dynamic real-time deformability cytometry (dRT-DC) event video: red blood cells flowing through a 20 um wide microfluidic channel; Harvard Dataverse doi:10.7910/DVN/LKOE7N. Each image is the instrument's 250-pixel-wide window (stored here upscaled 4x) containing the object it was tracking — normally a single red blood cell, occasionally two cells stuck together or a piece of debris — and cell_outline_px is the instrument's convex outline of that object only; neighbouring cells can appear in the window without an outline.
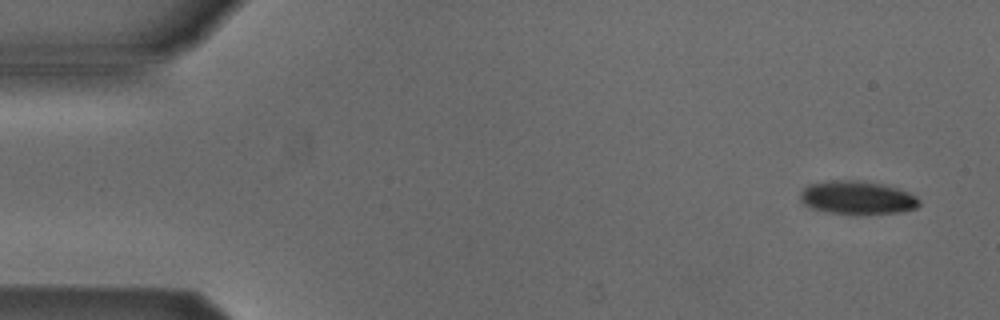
{"species": "Egyptian fruit bat (a non-hibernating species)", "species_latin": "Rousettus aegyptiacus", "temperature_condition": "cold", "stored_images_in_passage": 6, "camera_frame_rate_fps": 3000, "um_per_image_px": 0.085, "animal": {"sex": "male"}, "frame": {"image": 1, "passage_image": 1, "time_ms": 0.0, "image_size_px": [1000, 320], "cell_outline_px": [[920, 204], [916, 208], [896, 212], [828, 212], [812, 208], [804, 204], [800, 200], [800, 192], [804, 188], [812, 184], [828, 180], [864, 180], [884, 184], [908, 192], [916, 196], [920, 200]], "centroid_in_image_um": [72.86, 16.75], "position_along_channel_um": 12.1, "area_um2": 22.54}}
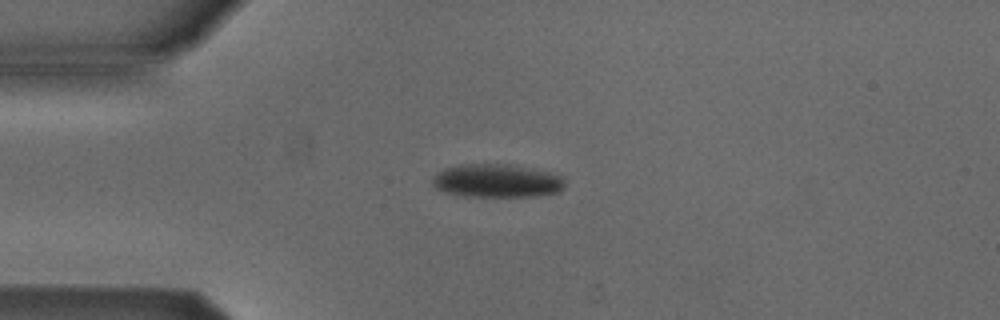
{"frame": {"image": 2, "passage_image": 4, "time_ms": 3.333, "image_size_px": [1000, 320], "cell_outline_px": [[564, 188], [556, 192], [532, 196], [464, 196], [444, 192], [436, 188], [432, 184], [432, 176], [444, 168], [460, 164], [508, 164], [532, 168], [564, 176]], "centroid_in_image_um": [42.2, 15.36], "position_along_channel_um": 42.8, "area_um2": 25.78}}
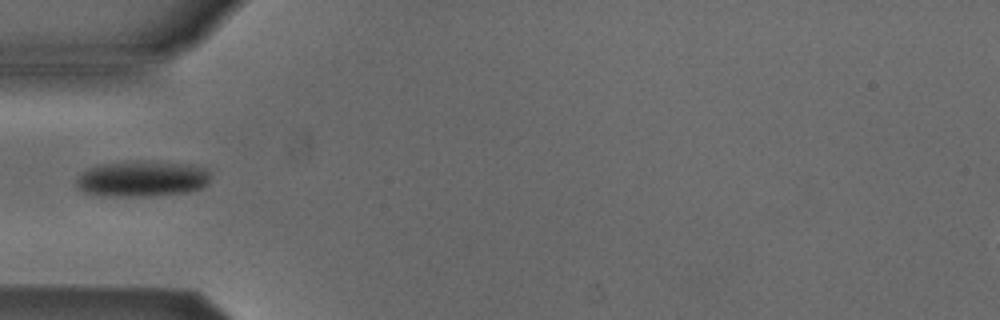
{"frame": {"image": 3, "passage_image": 5, "time_ms": 4.667, "image_size_px": [1000, 320], "cell_outline_px": [[208, 184], [200, 188], [188, 192], [148, 196], [104, 196], [84, 192], [76, 188], [76, 180], [80, 172], [96, 164], [124, 160], [148, 160], [188, 164], [204, 168], [208, 172]], "centroid_in_image_um": [11.99, 15.17], "position_along_channel_um": 73.0, "area_um2": 28.67}}